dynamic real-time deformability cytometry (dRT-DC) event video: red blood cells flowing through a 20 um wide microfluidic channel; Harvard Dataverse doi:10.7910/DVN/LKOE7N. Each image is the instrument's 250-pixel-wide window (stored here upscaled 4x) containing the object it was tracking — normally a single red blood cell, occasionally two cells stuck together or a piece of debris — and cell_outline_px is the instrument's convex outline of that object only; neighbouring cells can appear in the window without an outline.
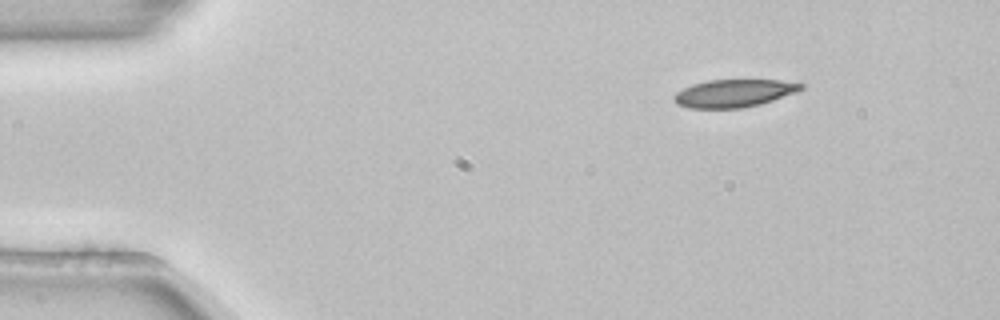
{"species": "common noctule bat (a hibernating species)", "species_latin": "Nyctalus noctula", "temperature_condition": "room temperature", "stored_images_in_passage": 47, "camera_frame_rate_fps": 3000, "um_per_image_px": 0.085, "animal": {"sex": "female", "body_mass_g": 22.7, "forearm_length_mm": 54.2}, "frame": {"image": 1, "passage_image": 1, "time_ms": 0.0, "image_size_px": [1000, 320], "cell_outline_px": [[804, 88], [796, 92], [760, 104], [744, 108], [688, 108], [676, 104], [672, 100], [672, 96], [676, 92], [692, 84], [708, 80], [780, 80], [804, 84]], "centroid_in_image_um": [62.34, 7.93], "position_along_channel_um": 22.7, "area_um2": 20.58}}
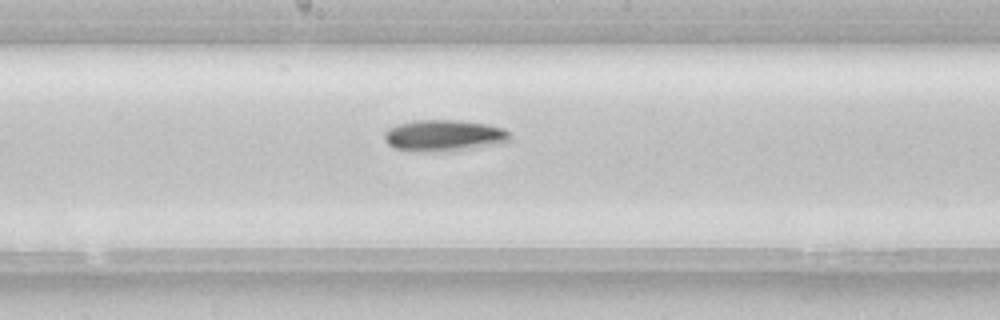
{"frame": {"image": 2, "passage_image": 22, "time_ms": 7.0, "image_size_px": [1000, 320], "cell_outline_px": [[512, 136], [508, 140], [500, 144], [468, 148], [424, 152], [420, 152], [396, 148], [388, 144], [384, 140], [384, 132], [388, 128], [396, 124], [412, 120], [460, 120], [488, 124], [504, 128]], "centroid_in_image_um": [37.71, 11.5], "position_along_channel_um": 210.5, "area_um2": 22.95}}
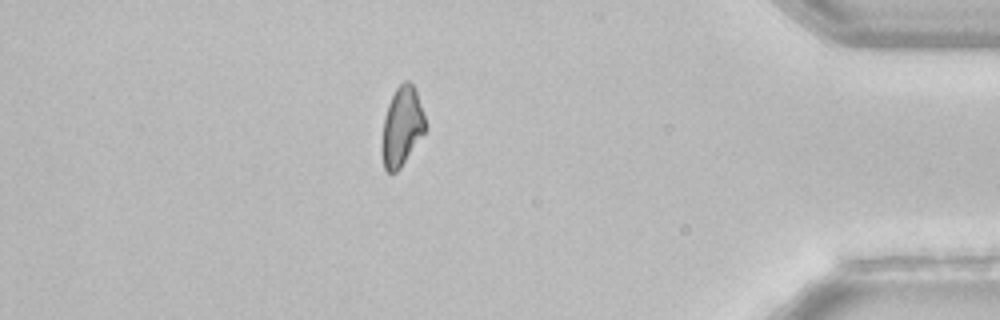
{"frame": {"image": 3, "passage_image": 40, "time_ms": 13.0, "image_size_px": [1000, 320], "cell_outline_px": [[424, 132], [400, 168], [396, 172], [388, 172], [384, 168], [380, 152], [380, 140], [384, 116], [388, 104], [396, 88], [404, 80], [408, 80], [416, 88], [424, 116]], "centroid_in_image_um": [34.1, 10.76], "position_along_channel_um": 401.1, "area_um2": 20.06}, "authors_computed_cell_mechanics": {"area_um2": 21.5594, "velocity_mm_per_s": 3.8653, "shape_relaxation_time_tau1_ms": 3.6911, "shape_relaxation_time_tau2_ms": null, "deformation_change_tau1": 0.1165, "deformation_change_tau2": null}}